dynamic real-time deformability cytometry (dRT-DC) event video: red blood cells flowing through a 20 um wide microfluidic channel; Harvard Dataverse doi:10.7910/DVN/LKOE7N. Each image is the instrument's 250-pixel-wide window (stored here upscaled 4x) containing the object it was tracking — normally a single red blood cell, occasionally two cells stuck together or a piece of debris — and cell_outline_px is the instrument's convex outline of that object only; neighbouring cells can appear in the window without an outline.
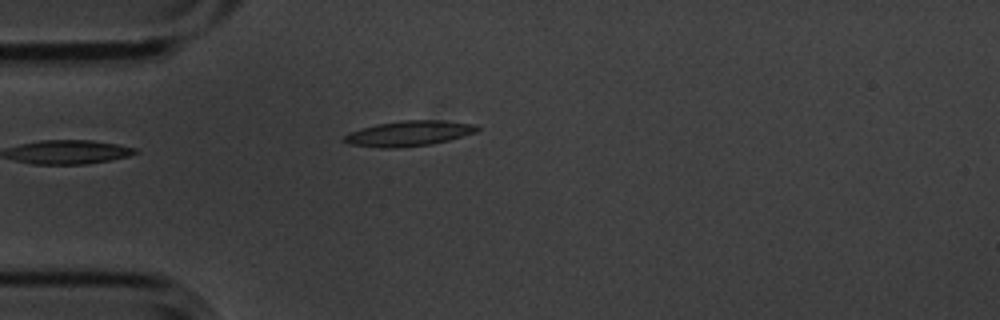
{"species": "common noctule bat (a hibernating species)", "species_latin": "Nyctalus noctula", "temperature_condition": "cold", "stored_images_in_passage": 13, "camera_frame_rate_fps": 3000, "um_per_image_px": 0.085, "animal": {"sex": "male", "body_mass_g": 20.1, "forearm_length_mm": 53.5}, "frame": {"image": 1, "passage_image": 2, "time_ms": 0.333, "image_size_px": [1000, 320], "cell_outline_px": [[480, 128], [476, 132], [448, 140], [432, 144], [400, 148], [384, 148], [348, 144], [340, 140], [348, 132], [360, 128], [376, 124], [404, 120], [444, 120], [476, 124]], "centroid_in_image_um": [34.72, 11.34], "position_along_channel_um": 50.3, "area_um2": 19.83}}
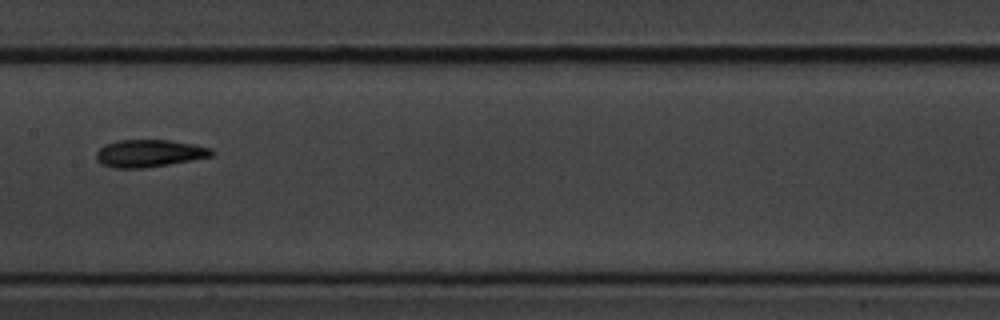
{"frame": {"image": 2, "passage_image": 6, "time_ms": 1.667, "image_size_px": [1000, 320], "cell_outline_px": [[216, 152], [212, 156], [192, 160], [144, 168], [112, 168], [100, 164], [96, 160], [96, 152], [104, 144], [116, 140], [168, 140], [192, 144], [212, 148]], "centroid_in_image_um": [12.65, 13.03], "position_along_channel_um": 194.7, "area_um2": 18.55}}
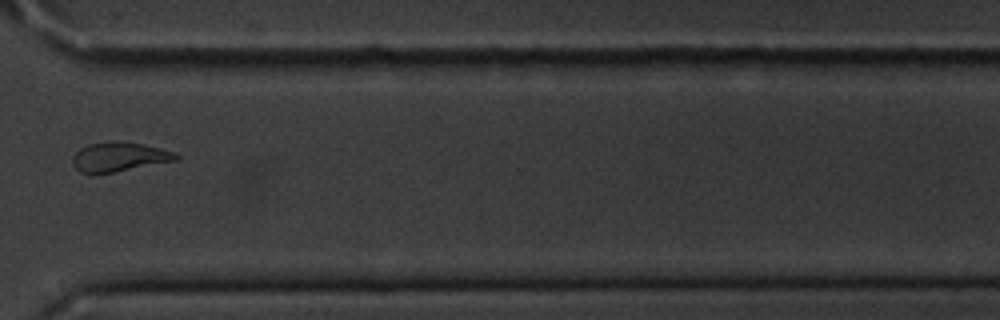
{"frame": {"image": 3, "passage_image": 10, "time_ms": 3.0, "image_size_px": [1000, 320], "cell_outline_px": [[180, 156], [176, 160], [112, 172], [80, 172], [72, 164], [72, 156], [80, 148], [88, 144], [112, 140], [116, 140], [140, 144], [160, 148], [176, 152]], "centroid_in_image_um": [10.11, 13.3], "position_along_channel_um": 360.5, "area_um2": 17.4}}